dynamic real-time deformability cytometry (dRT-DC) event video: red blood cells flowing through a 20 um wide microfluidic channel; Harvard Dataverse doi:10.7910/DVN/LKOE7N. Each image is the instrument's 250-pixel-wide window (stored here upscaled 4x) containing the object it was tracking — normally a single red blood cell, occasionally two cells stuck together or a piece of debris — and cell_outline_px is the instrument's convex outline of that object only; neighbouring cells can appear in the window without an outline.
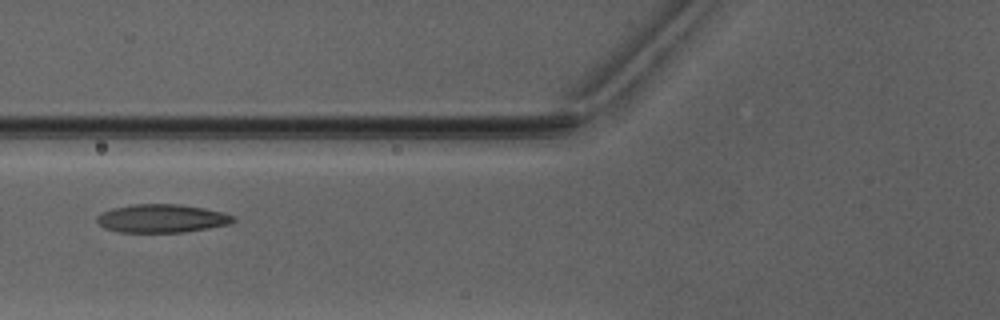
{"species": "Egyptian fruit bat (a non-hibernating species)", "species_latin": "Rousettus aegyptiacus", "temperature_condition": "warm", "stored_images_in_passage": 7, "camera_frame_rate_fps": 3000, "um_per_image_px": 0.085, "animal": {"sex": "male"}, "frame": {"image": 1, "passage_image": 6, "time_ms": 7.667, "image_size_px": [1000, 320], "cell_outline_px": [[236, 220], [232, 224], [184, 232], [120, 232], [104, 228], [96, 220], [96, 216], [100, 212], [112, 208], [132, 204], [180, 204], [204, 208], [224, 212], [236, 216]], "centroid_in_image_um": [13.78, 18.56], "position_along_channel_um": 112.0, "area_um2": 22.77}}
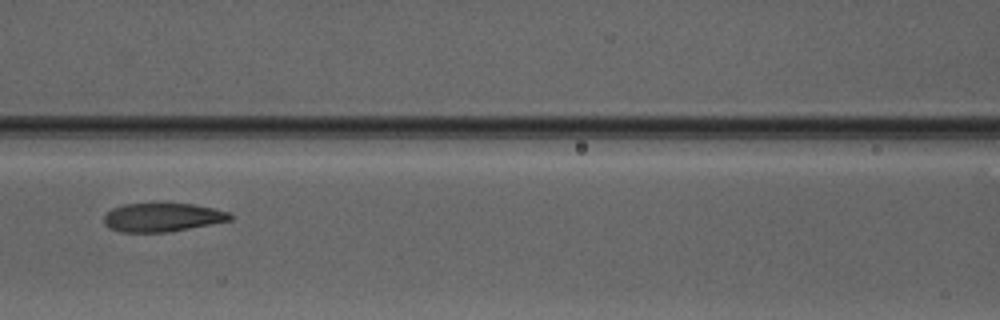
{"frame": {"image": 2, "passage_image": 7, "time_ms": 8.667, "image_size_px": [1000, 320], "cell_outline_px": [[232, 220], [168, 232], [120, 232], [108, 228], [104, 224], [104, 216], [112, 208], [124, 204], [192, 204], [212, 208], [228, 212], [232, 216]], "centroid_in_image_um": [13.77, 18.48], "position_along_channel_um": 152.8, "area_um2": 20.87}}